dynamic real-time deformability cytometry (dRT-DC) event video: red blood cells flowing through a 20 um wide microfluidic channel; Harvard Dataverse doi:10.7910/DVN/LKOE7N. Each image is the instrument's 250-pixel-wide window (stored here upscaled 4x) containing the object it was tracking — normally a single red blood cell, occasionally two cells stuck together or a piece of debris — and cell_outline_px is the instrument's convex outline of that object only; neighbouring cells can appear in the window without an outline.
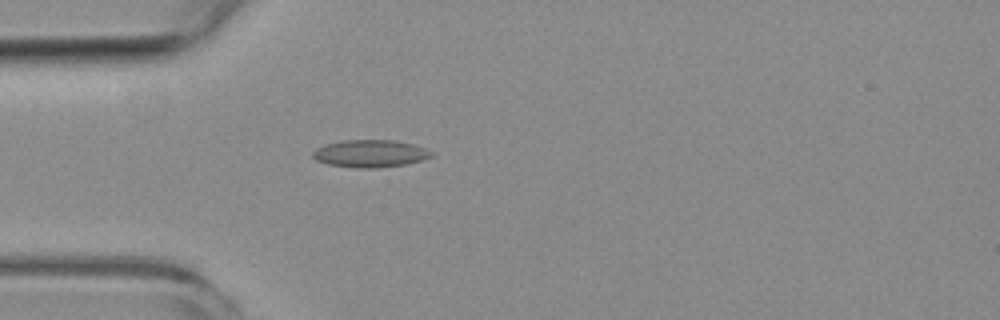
{"species": "common noctule bat (a hibernating species)", "species_latin": "Nyctalus noctula", "temperature_condition": "room temperature", "stored_images_in_passage": 4, "camera_frame_rate_fps": 3000, "um_per_image_px": 0.085, "animal": {"sex": "female", "body_mass_g": 19.3, "forearm_length_mm": 54.1}, "frame": {"image": 1, "passage_image": 4, "time_ms": 4.333, "image_size_px": [1000, 320], "cell_outline_px": [[432, 156], [424, 160], [404, 164], [376, 168], [356, 168], [328, 164], [316, 160], [312, 156], [312, 152], [316, 148], [324, 144], [344, 140], [396, 140], [412, 144], [424, 148], [432, 152]], "centroid_in_image_um": [31.44, 13.05], "position_along_channel_um": 53.6, "area_um2": 18.96}}